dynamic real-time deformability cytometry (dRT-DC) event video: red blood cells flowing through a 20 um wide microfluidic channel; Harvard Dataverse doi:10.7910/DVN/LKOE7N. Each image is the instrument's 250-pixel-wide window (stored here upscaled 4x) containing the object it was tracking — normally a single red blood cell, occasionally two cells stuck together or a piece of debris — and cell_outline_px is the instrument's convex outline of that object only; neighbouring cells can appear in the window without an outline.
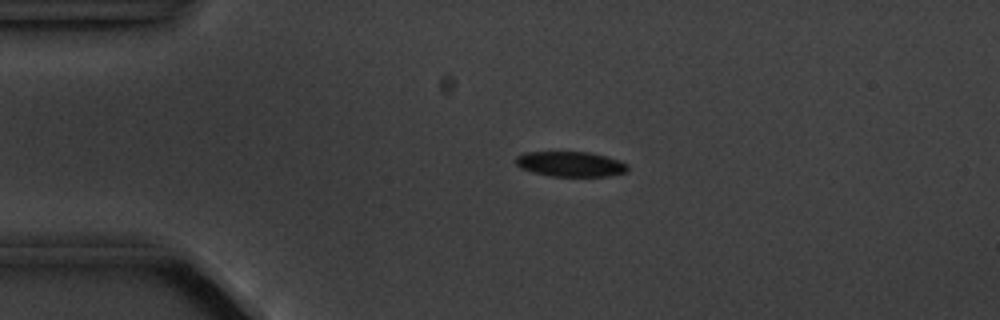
{"species": "common noctule bat (a hibernating species)", "species_latin": "Nyctalus noctula", "temperature_condition": "cold", "stored_images_in_passage": 5, "camera_frame_rate_fps": 3000, "um_per_image_px": 0.085, "animal": {"sex": "male", "body_mass_g": 20.1, "forearm_length_mm": 53.5}, "frame": {"image": 1, "passage_image": 4, "time_ms": 3.667, "image_size_px": [1000, 320], "cell_outline_px": [[628, 172], [612, 176], [548, 176], [532, 172], [520, 168], [516, 164], [516, 156], [524, 152], [588, 152], [620, 160], [628, 164]], "centroid_in_image_um": [48.51, 13.95], "position_along_channel_um": 36.5, "area_um2": 16.53}}